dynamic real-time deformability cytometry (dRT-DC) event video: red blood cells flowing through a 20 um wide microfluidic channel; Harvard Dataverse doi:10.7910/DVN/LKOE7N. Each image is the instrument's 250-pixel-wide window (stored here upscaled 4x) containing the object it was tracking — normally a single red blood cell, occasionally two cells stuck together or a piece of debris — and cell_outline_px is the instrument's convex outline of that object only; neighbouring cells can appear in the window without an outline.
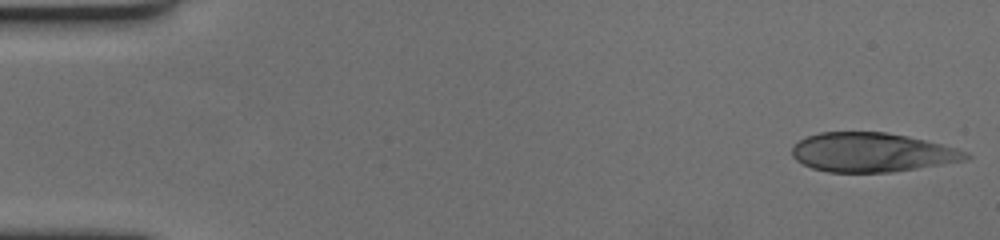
{"species": "human", "species_latin": "Homo sapiens", "temperature_condition": "cold", "stored_images_in_passage": 58, "camera_frame_rate_fps": 3000, "um_per_image_px": 0.085, "donor": {"sex": "female"}, "frame": {"image": 1, "passage_image": 1, "time_ms": 0.0, "image_size_px": [1000, 240], "cell_outline_px": [[972, 156], [964, 160], [892, 172], [828, 172], [812, 168], [796, 160], [792, 156], [792, 148], [800, 140], [808, 136], [820, 132], [884, 132], [908, 136], [956, 148], [968, 152]], "centroid_in_image_um": [74.09, 12.95], "position_along_channel_um": 10.9, "area_um2": 39.3}}
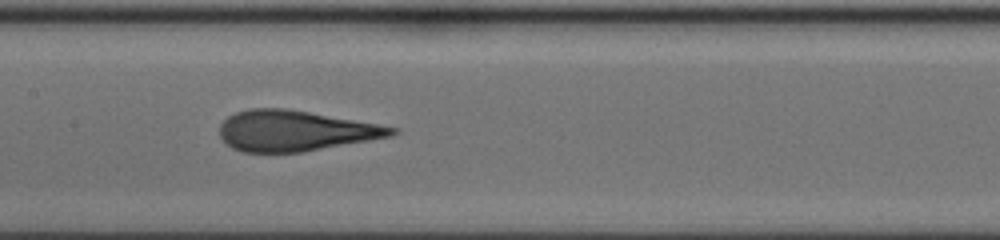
{"frame": {"image": 2, "passage_image": 28, "time_ms": 9.0, "image_size_px": [1000, 240], "cell_outline_px": [[400, 132], [392, 136], [300, 152], [244, 152], [232, 148], [220, 136], [220, 124], [228, 116], [236, 112], [248, 108], [284, 108], [308, 112], [400, 128]], "centroid_in_image_um": [25.07, 11.11], "position_along_channel_um": 182.3, "area_um2": 40.29}}
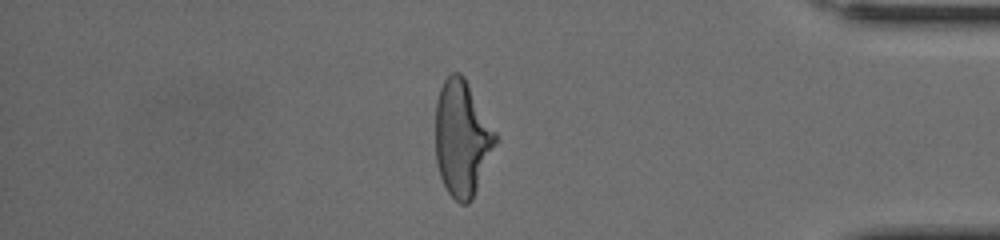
{"frame": {"image": 3, "passage_image": 49, "time_ms": 16.0, "image_size_px": [1000, 240], "cell_outline_px": [[500, 140], [472, 200], [468, 204], [460, 204], [448, 192], [440, 176], [436, 164], [436, 100], [440, 88], [444, 80], [452, 72], [460, 72], [464, 76], [496, 132]], "centroid_in_image_um": [39.3, 11.77], "position_along_channel_um": 395.9, "area_um2": 40.92}, "authors_computed_cell_mechanics": {"area_um2": 40.8935, "velocity_mm_per_s": 3.4932, "shape_relaxation_time_tau1_ms": 5.3265, "shape_relaxation_time_tau2_ms": 1.0163, "deformation_change_tau1": 0.2157, "deformation_change_tau2": 0.0943}}